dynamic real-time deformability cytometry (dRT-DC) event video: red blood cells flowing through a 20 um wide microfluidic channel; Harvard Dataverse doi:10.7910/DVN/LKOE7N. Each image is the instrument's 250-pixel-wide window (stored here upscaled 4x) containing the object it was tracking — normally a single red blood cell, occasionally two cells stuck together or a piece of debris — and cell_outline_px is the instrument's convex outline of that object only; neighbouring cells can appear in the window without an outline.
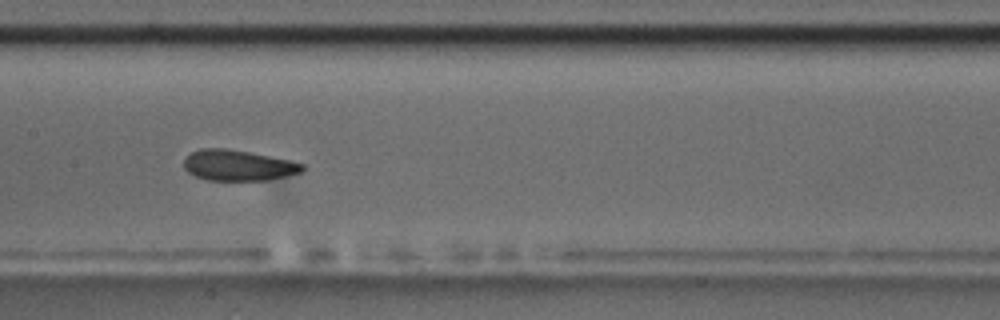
{"species": "common noctule bat (a hibernating species)", "species_latin": "Nyctalus noctula", "temperature_condition": "room temperature", "stored_images_in_passage": 9, "camera_frame_rate_fps": 3000, "um_per_image_px": 0.085, "animal": {"sex": "male", "body_mass_g": 17.5, "forearm_length_mm": 52.3}, "frame": {"image": 1, "passage_image": 8, "time_ms": 8.0, "image_size_px": [1000, 320], "cell_outline_px": [[304, 168], [300, 172], [268, 180], [208, 180], [196, 176], [188, 172], [184, 168], [184, 160], [192, 152], [200, 148], [228, 148], [288, 160], [304, 164]], "centroid_in_image_um": [20.21, 14.05], "position_along_channel_um": 187.2, "area_um2": 20.92}}